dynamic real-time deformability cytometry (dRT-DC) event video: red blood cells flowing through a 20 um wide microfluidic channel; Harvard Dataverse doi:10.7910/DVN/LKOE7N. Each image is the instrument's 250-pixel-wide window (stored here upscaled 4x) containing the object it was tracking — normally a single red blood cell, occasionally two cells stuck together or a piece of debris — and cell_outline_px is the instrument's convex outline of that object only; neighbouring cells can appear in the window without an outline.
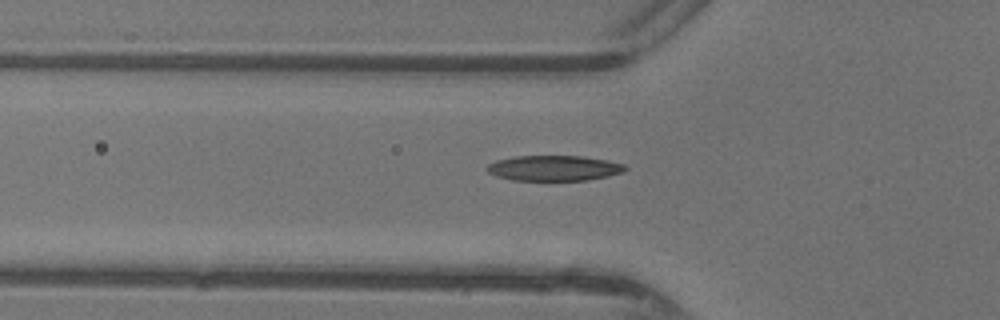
{"species": "common noctule bat (a hibernating species)", "species_latin": "Nyctalus noctula", "temperature_condition": "warm", "stored_images_in_passage": 27, "camera_frame_rate_fps": 3000, "um_per_image_px": 0.085, "animal": {"sex": "female"}, "frame": {"image": 1, "passage_image": 2, "time_ms": 0.333, "image_size_px": [1000, 320], "cell_outline_px": [[628, 168], [624, 172], [608, 176], [588, 180], [512, 180], [496, 176], [488, 172], [484, 168], [488, 164], [496, 160], [516, 156], [584, 156], [608, 160], [624, 164]], "centroid_in_image_um": [47.09, 14.29], "position_along_channel_um": 78.7, "area_um2": 20.58}}
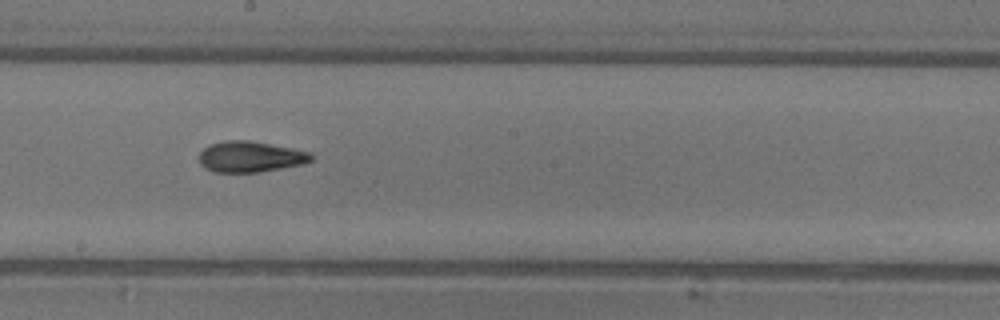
{"frame": {"image": 2, "passage_image": 12, "time_ms": 3.667, "image_size_px": [1000, 320], "cell_outline_px": [[312, 160], [304, 164], [260, 172], [212, 172], [204, 168], [200, 164], [200, 152], [208, 144], [224, 140], [248, 140], [292, 148], [312, 152]], "centroid_in_image_um": [21.27, 13.32], "position_along_channel_um": 226.9, "area_um2": 20.35}}
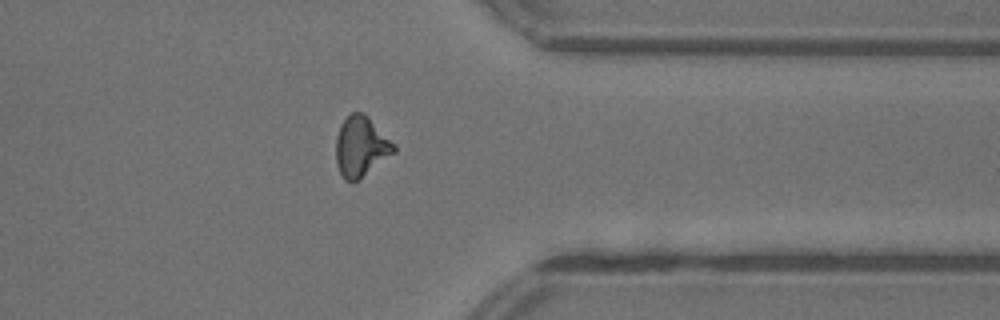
{"frame": {"image": 3, "passage_image": 23, "time_ms": 7.333, "image_size_px": [1000, 320], "cell_outline_px": [[396, 152], [352, 184], [344, 180], [336, 164], [336, 136], [340, 124], [352, 112], [364, 112], [396, 144]], "centroid_in_image_um": [30.69, 12.46], "position_along_channel_um": 380.7, "area_um2": 20.58}}